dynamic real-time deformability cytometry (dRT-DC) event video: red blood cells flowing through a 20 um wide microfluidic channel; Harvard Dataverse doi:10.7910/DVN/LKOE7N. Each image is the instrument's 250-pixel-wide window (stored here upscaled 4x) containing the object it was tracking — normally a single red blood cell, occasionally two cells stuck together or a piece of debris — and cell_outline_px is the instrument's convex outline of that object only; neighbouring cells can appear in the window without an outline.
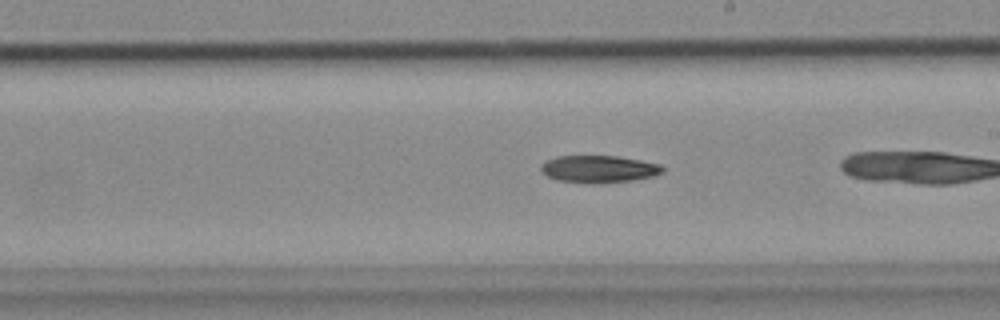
{"species": "common noctule bat (a hibernating species)", "species_latin": "Nyctalus noctula", "temperature_condition": "cold", "stored_images_in_passage": 30, "camera_frame_rate_fps": 3000, "um_per_image_px": 0.085, "animal": {"sex": "female", "body_mass_g": 18.4}, "frame": {"image": 1, "passage_image": 26, "time_ms": 8.333, "image_size_px": [1000, 320], "cell_outline_px": [[664, 172], [652, 176], [632, 180], [596, 184], [584, 184], [556, 180], [540, 172], [540, 164], [556, 156], [616, 156], [640, 160], [660, 164], [664, 168]], "centroid_in_image_um": [50.86, 14.38], "position_along_channel_um": 238.1, "area_um2": 19.54}}